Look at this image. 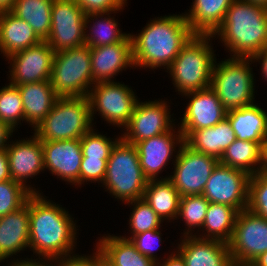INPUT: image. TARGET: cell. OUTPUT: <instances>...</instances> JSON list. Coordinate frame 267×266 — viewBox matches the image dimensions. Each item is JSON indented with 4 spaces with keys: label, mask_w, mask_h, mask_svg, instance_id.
Here are the masks:
<instances>
[{
    "label": "cell",
    "mask_w": 267,
    "mask_h": 266,
    "mask_svg": "<svg viewBox=\"0 0 267 266\" xmlns=\"http://www.w3.org/2000/svg\"><path fill=\"white\" fill-rule=\"evenodd\" d=\"M212 36L229 50V57L252 58L267 46V9L246 0H233Z\"/></svg>",
    "instance_id": "obj_3"
},
{
    "label": "cell",
    "mask_w": 267,
    "mask_h": 266,
    "mask_svg": "<svg viewBox=\"0 0 267 266\" xmlns=\"http://www.w3.org/2000/svg\"><path fill=\"white\" fill-rule=\"evenodd\" d=\"M250 177L242 170L218 163L202 195L209 202L225 204L240 212L248 208Z\"/></svg>",
    "instance_id": "obj_14"
},
{
    "label": "cell",
    "mask_w": 267,
    "mask_h": 266,
    "mask_svg": "<svg viewBox=\"0 0 267 266\" xmlns=\"http://www.w3.org/2000/svg\"><path fill=\"white\" fill-rule=\"evenodd\" d=\"M218 163L217 158L194 151L184 143L173 164L174 170L169 174V180L181 197L201 195Z\"/></svg>",
    "instance_id": "obj_12"
},
{
    "label": "cell",
    "mask_w": 267,
    "mask_h": 266,
    "mask_svg": "<svg viewBox=\"0 0 267 266\" xmlns=\"http://www.w3.org/2000/svg\"><path fill=\"white\" fill-rule=\"evenodd\" d=\"M108 160L99 158H82L80 166V186L88 183H103ZM88 182V183H87Z\"/></svg>",
    "instance_id": "obj_41"
},
{
    "label": "cell",
    "mask_w": 267,
    "mask_h": 266,
    "mask_svg": "<svg viewBox=\"0 0 267 266\" xmlns=\"http://www.w3.org/2000/svg\"><path fill=\"white\" fill-rule=\"evenodd\" d=\"M6 152L11 179L22 184L31 193H41L39 188L27 184L30 178L33 179L45 171L41 140L34 133L26 139L13 141L11 138Z\"/></svg>",
    "instance_id": "obj_17"
},
{
    "label": "cell",
    "mask_w": 267,
    "mask_h": 266,
    "mask_svg": "<svg viewBox=\"0 0 267 266\" xmlns=\"http://www.w3.org/2000/svg\"><path fill=\"white\" fill-rule=\"evenodd\" d=\"M119 12L122 11L87 14L85 17V45L94 48L121 42L129 33L122 32L118 26L120 25L119 21L114 16ZM113 13L114 16H111Z\"/></svg>",
    "instance_id": "obj_29"
},
{
    "label": "cell",
    "mask_w": 267,
    "mask_h": 266,
    "mask_svg": "<svg viewBox=\"0 0 267 266\" xmlns=\"http://www.w3.org/2000/svg\"><path fill=\"white\" fill-rule=\"evenodd\" d=\"M75 2L83 9L84 13H106L115 12L116 10H124L127 7V0H75Z\"/></svg>",
    "instance_id": "obj_42"
},
{
    "label": "cell",
    "mask_w": 267,
    "mask_h": 266,
    "mask_svg": "<svg viewBox=\"0 0 267 266\" xmlns=\"http://www.w3.org/2000/svg\"><path fill=\"white\" fill-rule=\"evenodd\" d=\"M41 41L26 21L10 10L0 12V55L3 54L4 59Z\"/></svg>",
    "instance_id": "obj_24"
},
{
    "label": "cell",
    "mask_w": 267,
    "mask_h": 266,
    "mask_svg": "<svg viewBox=\"0 0 267 266\" xmlns=\"http://www.w3.org/2000/svg\"><path fill=\"white\" fill-rule=\"evenodd\" d=\"M41 142L45 171L67 182L66 184L80 187L83 157L80 139Z\"/></svg>",
    "instance_id": "obj_18"
},
{
    "label": "cell",
    "mask_w": 267,
    "mask_h": 266,
    "mask_svg": "<svg viewBox=\"0 0 267 266\" xmlns=\"http://www.w3.org/2000/svg\"><path fill=\"white\" fill-rule=\"evenodd\" d=\"M124 204L132 206V212H130L128 220V227L130 228L128 231L131 235L126 236L125 234V236H121L122 238L129 240L136 234L144 233L149 230H156L163 226V221L143 198Z\"/></svg>",
    "instance_id": "obj_35"
},
{
    "label": "cell",
    "mask_w": 267,
    "mask_h": 266,
    "mask_svg": "<svg viewBox=\"0 0 267 266\" xmlns=\"http://www.w3.org/2000/svg\"><path fill=\"white\" fill-rule=\"evenodd\" d=\"M17 258L14 263H8L7 266H59V259H44V258Z\"/></svg>",
    "instance_id": "obj_44"
},
{
    "label": "cell",
    "mask_w": 267,
    "mask_h": 266,
    "mask_svg": "<svg viewBox=\"0 0 267 266\" xmlns=\"http://www.w3.org/2000/svg\"><path fill=\"white\" fill-rule=\"evenodd\" d=\"M95 245L107 266H156L157 264L139 252L130 240L122 238L121 235L104 234Z\"/></svg>",
    "instance_id": "obj_27"
},
{
    "label": "cell",
    "mask_w": 267,
    "mask_h": 266,
    "mask_svg": "<svg viewBox=\"0 0 267 266\" xmlns=\"http://www.w3.org/2000/svg\"><path fill=\"white\" fill-rule=\"evenodd\" d=\"M259 173L267 175V138L261 144V163Z\"/></svg>",
    "instance_id": "obj_49"
},
{
    "label": "cell",
    "mask_w": 267,
    "mask_h": 266,
    "mask_svg": "<svg viewBox=\"0 0 267 266\" xmlns=\"http://www.w3.org/2000/svg\"><path fill=\"white\" fill-rule=\"evenodd\" d=\"M32 193L19 182H0V217L21 208Z\"/></svg>",
    "instance_id": "obj_38"
},
{
    "label": "cell",
    "mask_w": 267,
    "mask_h": 266,
    "mask_svg": "<svg viewBox=\"0 0 267 266\" xmlns=\"http://www.w3.org/2000/svg\"><path fill=\"white\" fill-rule=\"evenodd\" d=\"M92 251L94 252L91 255L77 253L59 259V266H102L101 252L96 247Z\"/></svg>",
    "instance_id": "obj_43"
},
{
    "label": "cell",
    "mask_w": 267,
    "mask_h": 266,
    "mask_svg": "<svg viewBox=\"0 0 267 266\" xmlns=\"http://www.w3.org/2000/svg\"><path fill=\"white\" fill-rule=\"evenodd\" d=\"M11 180L8 155L5 150H0V182Z\"/></svg>",
    "instance_id": "obj_48"
},
{
    "label": "cell",
    "mask_w": 267,
    "mask_h": 266,
    "mask_svg": "<svg viewBox=\"0 0 267 266\" xmlns=\"http://www.w3.org/2000/svg\"><path fill=\"white\" fill-rule=\"evenodd\" d=\"M253 63L259 62L262 80L267 82V46L252 58Z\"/></svg>",
    "instance_id": "obj_47"
},
{
    "label": "cell",
    "mask_w": 267,
    "mask_h": 266,
    "mask_svg": "<svg viewBox=\"0 0 267 266\" xmlns=\"http://www.w3.org/2000/svg\"><path fill=\"white\" fill-rule=\"evenodd\" d=\"M14 2L15 0H0V12L11 10Z\"/></svg>",
    "instance_id": "obj_51"
},
{
    "label": "cell",
    "mask_w": 267,
    "mask_h": 266,
    "mask_svg": "<svg viewBox=\"0 0 267 266\" xmlns=\"http://www.w3.org/2000/svg\"><path fill=\"white\" fill-rule=\"evenodd\" d=\"M132 87L124 82H101L92 86L88 99L90 102L91 119L100 115L106 124L124 129L138 102V96Z\"/></svg>",
    "instance_id": "obj_9"
},
{
    "label": "cell",
    "mask_w": 267,
    "mask_h": 266,
    "mask_svg": "<svg viewBox=\"0 0 267 266\" xmlns=\"http://www.w3.org/2000/svg\"><path fill=\"white\" fill-rule=\"evenodd\" d=\"M226 118L237 139L261 145L267 138V112L256 103L230 110L226 113Z\"/></svg>",
    "instance_id": "obj_28"
},
{
    "label": "cell",
    "mask_w": 267,
    "mask_h": 266,
    "mask_svg": "<svg viewBox=\"0 0 267 266\" xmlns=\"http://www.w3.org/2000/svg\"><path fill=\"white\" fill-rule=\"evenodd\" d=\"M50 83L59 97L88 96L94 85L90 47L84 44L55 52Z\"/></svg>",
    "instance_id": "obj_8"
},
{
    "label": "cell",
    "mask_w": 267,
    "mask_h": 266,
    "mask_svg": "<svg viewBox=\"0 0 267 266\" xmlns=\"http://www.w3.org/2000/svg\"><path fill=\"white\" fill-rule=\"evenodd\" d=\"M219 163L242 170L252 176L259 173L261 145L258 142L236 139L224 151Z\"/></svg>",
    "instance_id": "obj_33"
},
{
    "label": "cell",
    "mask_w": 267,
    "mask_h": 266,
    "mask_svg": "<svg viewBox=\"0 0 267 266\" xmlns=\"http://www.w3.org/2000/svg\"><path fill=\"white\" fill-rule=\"evenodd\" d=\"M103 135V132H98L92 128L80 139L82 147V158H99L100 160H108L110 152L115 143L121 138L117 135L116 138H111Z\"/></svg>",
    "instance_id": "obj_37"
},
{
    "label": "cell",
    "mask_w": 267,
    "mask_h": 266,
    "mask_svg": "<svg viewBox=\"0 0 267 266\" xmlns=\"http://www.w3.org/2000/svg\"><path fill=\"white\" fill-rule=\"evenodd\" d=\"M238 213L235 208L228 205L209 202L202 228L194 236L228 243L231 239Z\"/></svg>",
    "instance_id": "obj_31"
},
{
    "label": "cell",
    "mask_w": 267,
    "mask_h": 266,
    "mask_svg": "<svg viewBox=\"0 0 267 266\" xmlns=\"http://www.w3.org/2000/svg\"><path fill=\"white\" fill-rule=\"evenodd\" d=\"M102 266H107V265L104 263L103 257H102Z\"/></svg>",
    "instance_id": "obj_53"
},
{
    "label": "cell",
    "mask_w": 267,
    "mask_h": 266,
    "mask_svg": "<svg viewBox=\"0 0 267 266\" xmlns=\"http://www.w3.org/2000/svg\"><path fill=\"white\" fill-rule=\"evenodd\" d=\"M0 121L8 124L15 131H18L19 124L25 122L19 89L10 83L0 89Z\"/></svg>",
    "instance_id": "obj_36"
},
{
    "label": "cell",
    "mask_w": 267,
    "mask_h": 266,
    "mask_svg": "<svg viewBox=\"0 0 267 266\" xmlns=\"http://www.w3.org/2000/svg\"><path fill=\"white\" fill-rule=\"evenodd\" d=\"M176 250L186 266H233L228 244L196 236H180Z\"/></svg>",
    "instance_id": "obj_22"
},
{
    "label": "cell",
    "mask_w": 267,
    "mask_h": 266,
    "mask_svg": "<svg viewBox=\"0 0 267 266\" xmlns=\"http://www.w3.org/2000/svg\"><path fill=\"white\" fill-rule=\"evenodd\" d=\"M183 144L184 136L178 126H175L169 132L137 142L135 146L138 151L140 166L144 176L148 180L169 179V175L167 176V174L163 177H159L158 175H160L165 168L167 169L166 166H168L171 161V166L174 164Z\"/></svg>",
    "instance_id": "obj_15"
},
{
    "label": "cell",
    "mask_w": 267,
    "mask_h": 266,
    "mask_svg": "<svg viewBox=\"0 0 267 266\" xmlns=\"http://www.w3.org/2000/svg\"><path fill=\"white\" fill-rule=\"evenodd\" d=\"M17 87L23 103L25 123L34 130L51 111L59 96L50 81L25 83Z\"/></svg>",
    "instance_id": "obj_25"
},
{
    "label": "cell",
    "mask_w": 267,
    "mask_h": 266,
    "mask_svg": "<svg viewBox=\"0 0 267 266\" xmlns=\"http://www.w3.org/2000/svg\"><path fill=\"white\" fill-rule=\"evenodd\" d=\"M43 195V192L32 193L27 199L29 250L35 258L44 259H62L75 254L79 234L76 220L66 207Z\"/></svg>",
    "instance_id": "obj_1"
},
{
    "label": "cell",
    "mask_w": 267,
    "mask_h": 266,
    "mask_svg": "<svg viewBox=\"0 0 267 266\" xmlns=\"http://www.w3.org/2000/svg\"><path fill=\"white\" fill-rule=\"evenodd\" d=\"M90 49L93 84L115 81L128 67L135 69L130 33L121 42Z\"/></svg>",
    "instance_id": "obj_20"
},
{
    "label": "cell",
    "mask_w": 267,
    "mask_h": 266,
    "mask_svg": "<svg viewBox=\"0 0 267 266\" xmlns=\"http://www.w3.org/2000/svg\"><path fill=\"white\" fill-rule=\"evenodd\" d=\"M53 1L15 0L10 11L26 21L42 40H46L51 31Z\"/></svg>",
    "instance_id": "obj_32"
},
{
    "label": "cell",
    "mask_w": 267,
    "mask_h": 266,
    "mask_svg": "<svg viewBox=\"0 0 267 266\" xmlns=\"http://www.w3.org/2000/svg\"><path fill=\"white\" fill-rule=\"evenodd\" d=\"M169 104L171 103L166 99L158 98L143 102L139 98L127 126L124 131L121 130V138L135 145L137 142L171 131L177 126V119L173 117L174 113H170L172 109Z\"/></svg>",
    "instance_id": "obj_11"
},
{
    "label": "cell",
    "mask_w": 267,
    "mask_h": 266,
    "mask_svg": "<svg viewBox=\"0 0 267 266\" xmlns=\"http://www.w3.org/2000/svg\"><path fill=\"white\" fill-rule=\"evenodd\" d=\"M184 17L193 34L213 35L222 22L233 0H192Z\"/></svg>",
    "instance_id": "obj_26"
},
{
    "label": "cell",
    "mask_w": 267,
    "mask_h": 266,
    "mask_svg": "<svg viewBox=\"0 0 267 266\" xmlns=\"http://www.w3.org/2000/svg\"><path fill=\"white\" fill-rule=\"evenodd\" d=\"M184 143L192 150L211 155L218 160L224 151L237 139L227 118L213 127L197 131H181Z\"/></svg>",
    "instance_id": "obj_23"
},
{
    "label": "cell",
    "mask_w": 267,
    "mask_h": 266,
    "mask_svg": "<svg viewBox=\"0 0 267 266\" xmlns=\"http://www.w3.org/2000/svg\"><path fill=\"white\" fill-rule=\"evenodd\" d=\"M136 69H167L193 35L184 14L154 17L140 33H130Z\"/></svg>",
    "instance_id": "obj_2"
},
{
    "label": "cell",
    "mask_w": 267,
    "mask_h": 266,
    "mask_svg": "<svg viewBox=\"0 0 267 266\" xmlns=\"http://www.w3.org/2000/svg\"><path fill=\"white\" fill-rule=\"evenodd\" d=\"M252 64L251 58L228 57L215 61L210 88L227 112L255 103L256 80Z\"/></svg>",
    "instance_id": "obj_7"
},
{
    "label": "cell",
    "mask_w": 267,
    "mask_h": 266,
    "mask_svg": "<svg viewBox=\"0 0 267 266\" xmlns=\"http://www.w3.org/2000/svg\"><path fill=\"white\" fill-rule=\"evenodd\" d=\"M248 266H267V252L259 255Z\"/></svg>",
    "instance_id": "obj_50"
},
{
    "label": "cell",
    "mask_w": 267,
    "mask_h": 266,
    "mask_svg": "<svg viewBox=\"0 0 267 266\" xmlns=\"http://www.w3.org/2000/svg\"><path fill=\"white\" fill-rule=\"evenodd\" d=\"M27 248L29 250V213L26 201L18 210L0 217V263H8L9 260H12L9 263L16 262L15 256L21 251H27Z\"/></svg>",
    "instance_id": "obj_21"
},
{
    "label": "cell",
    "mask_w": 267,
    "mask_h": 266,
    "mask_svg": "<svg viewBox=\"0 0 267 266\" xmlns=\"http://www.w3.org/2000/svg\"><path fill=\"white\" fill-rule=\"evenodd\" d=\"M93 127L88 96L58 97L32 133L41 141L81 139Z\"/></svg>",
    "instance_id": "obj_6"
},
{
    "label": "cell",
    "mask_w": 267,
    "mask_h": 266,
    "mask_svg": "<svg viewBox=\"0 0 267 266\" xmlns=\"http://www.w3.org/2000/svg\"><path fill=\"white\" fill-rule=\"evenodd\" d=\"M184 96L188 103L183 117H179L181 122L177 125L180 131H197L213 127L226 118V109L210 87L185 93L182 98Z\"/></svg>",
    "instance_id": "obj_19"
},
{
    "label": "cell",
    "mask_w": 267,
    "mask_h": 266,
    "mask_svg": "<svg viewBox=\"0 0 267 266\" xmlns=\"http://www.w3.org/2000/svg\"><path fill=\"white\" fill-rule=\"evenodd\" d=\"M246 1L267 9V0H246Z\"/></svg>",
    "instance_id": "obj_52"
},
{
    "label": "cell",
    "mask_w": 267,
    "mask_h": 266,
    "mask_svg": "<svg viewBox=\"0 0 267 266\" xmlns=\"http://www.w3.org/2000/svg\"><path fill=\"white\" fill-rule=\"evenodd\" d=\"M212 35L193 34L166 69L175 92L183 95L210 87L216 54Z\"/></svg>",
    "instance_id": "obj_4"
},
{
    "label": "cell",
    "mask_w": 267,
    "mask_h": 266,
    "mask_svg": "<svg viewBox=\"0 0 267 266\" xmlns=\"http://www.w3.org/2000/svg\"><path fill=\"white\" fill-rule=\"evenodd\" d=\"M248 209L267 219V175L256 173L250 177Z\"/></svg>",
    "instance_id": "obj_39"
},
{
    "label": "cell",
    "mask_w": 267,
    "mask_h": 266,
    "mask_svg": "<svg viewBox=\"0 0 267 266\" xmlns=\"http://www.w3.org/2000/svg\"><path fill=\"white\" fill-rule=\"evenodd\" d=\"M147 183L136 146L120 138L111 149L101 186L111 197L127 203L143 198Z\"/></svg>",
    "instance_id": "obj_5"
},
{
    "label": "cell",
    "mask_w": 267,
    "mask_h": 266,
    "mask_svg": "<svg viewBox=\"0 0 267 266\" xmlns=\"http://www.w3.org/2000/svg\"><path fill=\"white\" fill-rule=\"evenodd\" d=\"M15 132L8 124L0 121V150H5L11 139L13 137V133Z\"/></svg>",
    "instance_id": "obj_46"
},
{
    "label": "cell",
    "mask_w": 267,
    "mask_h": 266,
    "mask_svg": "<svg viewBox=\"0 0 267 266\" xmlns=\"http://www.w3.org/2000/svg\"><path fill=\"white\" fill-rule=\"evenodd\" d=\"M162 228L156 230H149L144 233L136 234L129 240L135 248L146 257L154 260L156 263L161 261V257L156 255V251L162 242Z\"/></svg>",
    "instance_id": "obj_40"
},
{
    "label": "cell",
    "mask_w": 267,
    "mask_h": 266,
    "mask_svg": "<svg viewBox=\"0 0 267 266\" xmlns=\"http://www.w3.org/2000/svg\"><path fill=\"white\" fill-rule=\"evenodd\" d=\"M51 15V31L45 41L54 52L85 44L86 14L75 0H54Z\"/></svg>",
    "instance_id": "obj_13"
},
{
    "label": "cell",
    "mask_w": 267,
    "mask_h": 266,
    "mask_svg": "<svg viewBox=\"0 0 267 266\" xmlns=\"http://www.w3.org/2000/svg\"><path fill=\"white\" fill-rule=\"evenodd\" d=\"M227 244L233 266L249 265L267 252V219L248 208L241 210Z\"/></svg>",
    "instance_id": "obj_10"
},
{
    "label": "cell",
    "mask_w": 267,
    "mask_h": 266,
    "mask_svg": "<svg viewBox=\"0 0 267 266\" xmlns=\"http://www.w3.org/2000/svg\"><path fill=\"white\" fill-rule=\"evenodd\" d=\"M169 254L167 253V257L163 256L162 261L157 262L156 266H186L184 258L176 249H173Z\"/></svg>",
    "instance_id": "obj_45"
},
{
    "label": "cell",
    "mask_w": 267,
    "mask_h": 266,
    "mask_svg": "<svg viewBox=\"0 0 267 266\" xmlns=\"http://www.w3.org/2000/svg\"><path fill=\"white\" fill-rule=\"evenodd\" d=\"M55 52L42 40L36 45L16 52L6 58L9 65V83L19 86L25 83L50 81Z\"/></svg>",
    "instance_id": "obj_16"
},
{
    "label": "cell",
    "mask_w": 267,
    "mask_h": 266,
    "mask_svg": "<svg viewBox=\"0 0 267 266\" xmlns=\"http://www.w3.org/2000/svg\"><path fill=\"white\" fill-rule=\"evenodd\" d=\"M208 205L209 201L202 194L182 196L180 198L177 220L179 219L180 222L183 221L185 223V229L180 235L193 236L198 233L204 223Z\"/></svg>",
    "instance_id": "obj_34"
},
{
    "label": "cell",
    "mask_w": 267,
    "mask_h": 266,
    "mask_svg": "<svg viewBox=\"0 0 267 266\" xmlns=\"http://www.w3.org/2000/svg\"><path fill=\"white\" fill-rule=\"evenodd\" d=\"M180 198L169 179L148 180L143 196L163 223L177 220Z\"/></svg>",
    "instance_id": "obj_30"
}]
</instances>
